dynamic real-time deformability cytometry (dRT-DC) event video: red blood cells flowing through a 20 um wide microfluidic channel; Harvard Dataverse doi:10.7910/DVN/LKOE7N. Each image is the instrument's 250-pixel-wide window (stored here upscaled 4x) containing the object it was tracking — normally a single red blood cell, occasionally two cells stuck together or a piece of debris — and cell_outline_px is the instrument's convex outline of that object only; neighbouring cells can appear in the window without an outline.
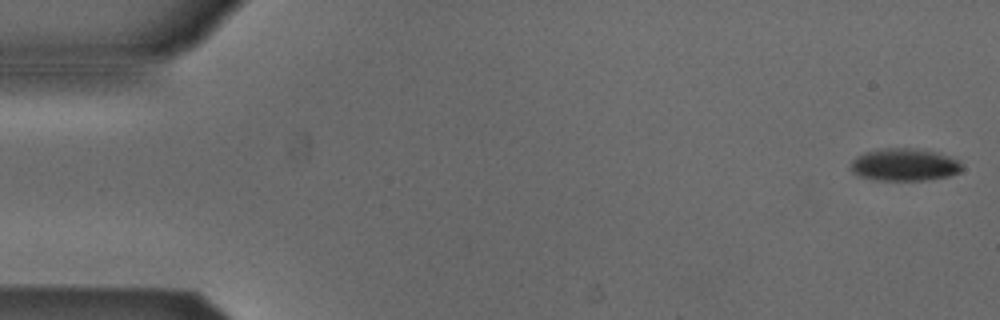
{"species": "Egyptian fruit bat (a non-hibernating species)", "species_latin": "Rousettus aegyptiacus", "temperature_condition": "cold", "stored_images_in_passage": 40, "camera_frame_rate_fps": 3000, "um_per_image_px": 0.085, "animal": {"sex": "male"}, "frame": {"image": 1, "passage_image": 1, "time_ms": 0.0, "image_size_px": [1000, 320], "cell_outline_px": [[964, 168], [960, 172], [948, 176], [924, 180], [876, 180], [860, 176], [852, 172], [848, 168], [852, 160], [856, 156], [864, 152], [884, 148], [908, 148], [936, 152], [948, 156], [956, 160]], "centroid_in_image_um": [76.82, 14.0], "position_along_channel_um": 8.2, "area_um2": 20.98}}
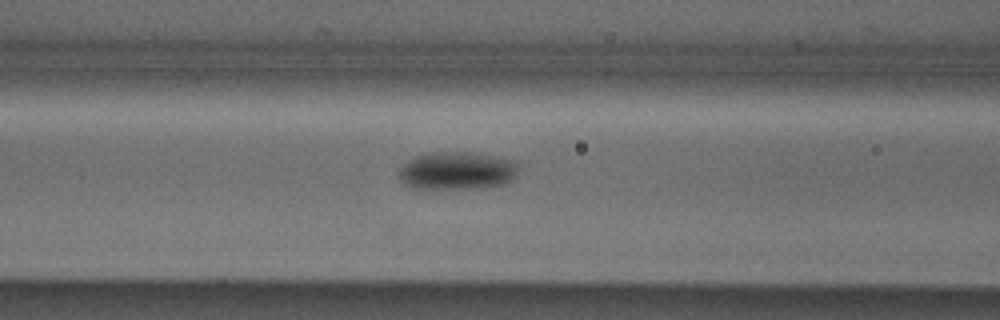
{"frame": {"image": 2, "passage_image": 21, "time_ms": 6.667, "image_size_px": [1000, 320], "cell_outline_px": [[516, 176], [512, 180], [504, 184], [480, 188], [412, 188], [404, 184], [400, 176], [400, 172], [408, 160], [416, 156], [436, 152], [472, 152], [512, 160], [516, 164]], "centroid_in_image_um": [38.86, 14.52], "position_along_channel_um": 127.7, "area_um2": 25.95}}
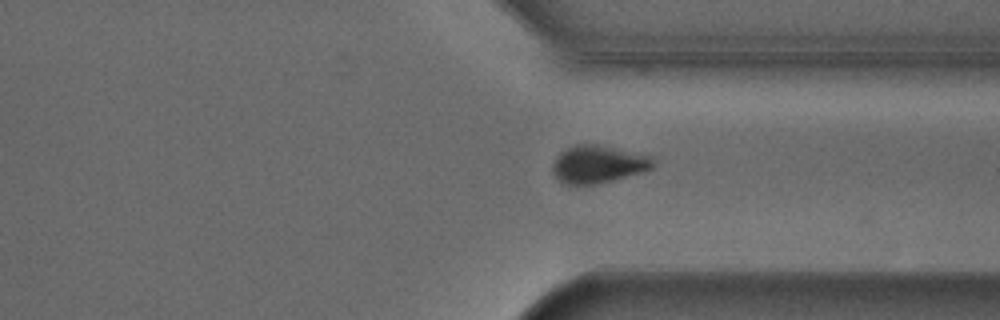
{"frame": {"image": 3, "passage_image": 39, "time_ms": 12.667, "image_size_px": [1000, 320], "cell_outline_px": [[652, 168], [640, 172], [612, 180], [596, 184], [564, 184], [552, 172], [552, 164], [556, 156], [560, 152], [576, 144], [596, 144], [652, 156]], "centroid_in_image_um": [50.79, 13.95], "position_along_channel_um": 360.6, "area_um2": 21.68}}